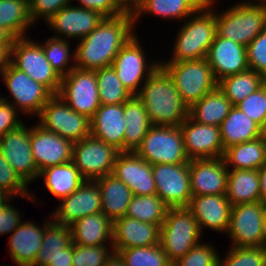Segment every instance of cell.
Returning <instances> with one entry per match:
<instances>
[{"mask_svg":"<svg viewBox=\"0 0 266 266\" xmlns=\"http://www.w3.org/2000/svg\"><path fill=\"white\" fill-rule=\"evenodd\" d=\"M11 197L0 189V206L4 205Z\"/></svg>","mask_w":266,"mask_h":266,"instance_id":"obj_60","label":"cell"},{"mask_svg":"<svg viewBox=\"0 0 266 266\" xmlns=\"http://www.w3.org/2000/svg\"><path fill=\"white\" fill-rule=\"evenodd\" d=\"M220 132L224 150L262 136V128L236 106L232 107L220 125Z\"/></svg>","mask_w":266,"mask_h":266,"instance_id":"obj_34","label":"cell"},{"mask_svg":"<svg viewBox=\"0 0 266 266\" xmlns=\"http://www.w3.org/2000/svg\"><path fill=\"white\" fill-rule=\"evenodd\" d=\"M40 178L45 185L42 187H46L47 192L59 201L72 194L85 181L72 161L44 169L39 173Z\"/></svg>","mask_w":266,"mask_h":266,"instance_id":"obj_32","label":"cell"},{"mask_svg":"<svg viewBox=\"0 0 266 266\" xmlns=\"http://www.w3.org/2000/svg\"><path fill=\"white\" fill-rule=\"evenodd\" d=\"M113 252L112 245L88 247L73 244L72 266H104Z\"/></svg>","mask_w":266,"mask_h":266,"instance_id":"obj_47","label":"cell"},{"mask_svg":"<svg viewBox=\"0 0 266 266\" xmlns=\"http://www.w3.org/2000/svg\"><path fill=\"white\" fill-rule=\"evenodd\" d=\"M226 197L232 206L261 201L258 170L229 169Z\"/></svg>","mask_w":266,"mask_h":266,"instance_id":"obj_36","label":"cell"},{"mask_svg":"<svg viewBox=\"0 0 266 266\" xmlns=\"http://www.w3.org/2000/svg\"><path fill=\"white\" fill-rule=\"evenodd\" d=\"M71 242L70 226L56 223L52 219L45 226L40 249L31 266H48L61 254V250L65 249Z\"/></svg>","mask_w":266,"mask_h":266,"instance_id":"obj_37","label":"cell"},{"mask_svg":"<svg viewBox=\"0 0 266 266\" xmlns=\"http://www.w3.org/2000/svg\"><path fill=\"white\" fill-rule=\"evenodd\" d=\"M71 4V0H28L29 16L34 25L39 20L47 21L63 7Z\"/></svg>","mask_w":266,"mask_h":266,"instance_id":"obj_50","label":"cell"},{"mask_svg":"<svg viewBox=\"0 0 266 266\" xmlns=\"http://www.w3.org/2000/svg\"><path fill=\"white\" fill-rule=\"evenodd\" d=\"M96 77L102 105L123 104L132 96L118 79L112 66L96 70Z\"/></svg>","mask_w":266,"mask_h":266,"instance_id":"obj_42","label":"cell"},{"mask_svg":"<svg viewBox=\"0 0 266 266\" xmlns=\"http://www.w3.org/2000/svg\"><path fill=\"white\" fill-rule=\"evenodd\" d=\"M194 215L187 207H169L160 230V246L174 263L203 238Z\"/></svg>","mask_w":266,"mask_h":266,"instance_id":"obj_6","label":"cell"},{"mask_svg":"<svg viewBox=\"0 0 266 266\" xmlns=\"http://www.w3.org/2000/svg\"><path fill=\"white\" fill-rule=\"evenodd\" d=\"M20 115L22 114L11 103L0 99V137L24 124Z\"/></svg>","mask_w":266,"mask_h":266,"instance_id":"obj_52","label":"cell"},{"mask_svg":"<svg viewBox=\"0 0 266 266\" xmlns=\"http://www.w3.org/2000/svg\"><path fill=\"white\" fill-rule=\"evenodd\" d=\"M262 136L266 138V123L262 128Z\"/></svg>","mask_w":266,"mask_h":266,"instance_id":"obj_63","label":"cell"},{"mask_svg":"<svg viewBox=\"0 0 266 266\" xmlns=\"http://www.w3.org/2000/svg\"><path fill=\"white\" fill-rule=\"evenodd\" d=\"M156 194L169 207H187L192 197L189 162L152 165Z\"/></svg>","mask_w":266,"mask_h":266,"instance_id":"obj_15","label":"cell"},{"mask_svg":"<svg viewBox=\"0 0 266 266\" xmlns=\"http://www.w3.org/2000/svg\"><path fill=\"white\" fill-rule=\"evenodd\" d=\"M236 107L263 128L266 123V83Z\"/></svg>","mask_w":266,"mask_h":266,"instance_id":"obj_48","label":"cell"},{"mask_svg":"<svg viewBox=\"0 0 266 266\" xmlns=\"http://www.w3.org/2000/svg\"><path fill=\"white\" fill-rule=\"evenodd\" d=\"M187 208L194 215L202 233L205 228L220 235L228 232L232 205L226 194L192 196Z\"/></svg>","mask_w":266,"mask_h":266,"instance_id":"obj_23","label":"cell"},{"mask_svg":"<svg viewBox=\"0 0 266 266\" xmlns=\"http://www.w3.org/2000/svg\"><path fill=\"white\" fill-rule=\"evenodd\" d=\"M135 153L155 164H182L190 160L186 155L180 126L152 125Z\"/></svg>","mask_w":266,"mask_h":266,"instance_id":"obj_10","label":"cell"},{"mask_svg":"<svg viewBox=\"0 0 266 266\" xmlns=\"http://www.w3.org/2000/svg\"><path fill=\"white\" fill-rule=\"evenodd\" d=\"M96 70L74 68L61 79L57 95L77 113L91 118L101 106Z\"/></svg>","mask_w":266,"mask_h":266,"instance_id":"obj_13","label":"cell"},{"mask_svg":"<svg viewBox=\"0 0 266 266\" xmlns=\"http://www.w3.org/2000/svg\"><path fill=\"white\" fill-rule=\"evenodd\" d=\"M233 104L217 87L189 107L188 116L205 125L219 126L230 113Z\"/></svg>","mask_w":266,"mask_h":266,"instance_id":"obj_35","label":"cell"},{"mask_svg":"<svg viewBox=\"0 0 266 266\" xmlns=\"http://www.w3.org/2000/svg\"><path fill=\"white\" fill-rule=\"evenodd\" d=\"M41 224L34 221H22L11 233L8 239V253L10 259L17 265L5 264L3 266H31L43 240L45 226L52 220V215ZM40 225V226H38ZM2 266V265H1Z\"/></svg>","mask_w":266,"mask_h":266,"instance_id":"obj_25","label":"cell"},{"mask_svg":"<svg viewBox=\"0 0 266 266\" xmlns=\"http://www.w3.org/2000/svg\"><path fill=\"white\" fill-rule=\"evenodd\" d=\"M30 37L14 40L11 47V64L44 85L53 95L58 94L62 78L46 59L42 45Z\"/></svg>","mask_w":266,"mask_h":266,"instance_id":"obj_9","label":"cell"},{"mask_svg":"<svg viewBox=\"0 0 266 266\" xmlns=\"http://www.w3.org/2000/svg\"><path fill=\"white\" fill-rule=\"evenodd\" d=\"M217 1V2H216ZM220 0L206 2L194 15L189 16L178 30L173 40L168 61L182 62L206 58L209 48L217 35L216 5Z\"/></svg>","mask_w":266,"mask_h":266,"instance_id":"obj_2","label":"cell"},{"mask_svg":"<svg viewBox=\"0 0 266 266\" xmlns=\"http://www.w3.org/2000/svg\"><path fill=\"white\" fill-rule=\"evenodd\" d=\"M51 212L52 219L62 225H72L82 217L102 212L100 188L95 180H85L69 196L58 201Z\"/></svg>","mask_w":266,"mask_h":266,"instance_id":"obj_19","label":"cell"},{"mask_svg":"<svg viewBox=\"0 0 266 266\" xmlns=\"http://www.w3.org/2000/svg\"><path fill=\"white\" fill-rule=\"evenodd\" d=\"M266 83V78L254 70L225 77L218 82L219 89L230 100L233 106L242 102L251 93L257 91Z\"/></svg>","mask_w":266,"mask_h":266,"instance_id":"obj_39","label":"cell"},{"mask_svg":"<svg viewBox=\"0 0 266 266\" xmlns=\"http://www.w3.org/2000/svg\"><path fill=\"white\" fill-rule=\"evenodd\" d=\"M124 120V103L101 104L95 114L90 118V135L123 152V139L126 128Z\"/></svg>","mask_w":266,"mask_h":266,"instance_id":"obj_27","label":"cell"},{"mask_svg":"<svg viewBox=\"0 0 266 266\" xmlns=\"http://www.w3.org/2000/svg\"><path fill=\"white\" fill-rule=\"evenodd\" d=\"M104 266H126V264L119 253L113 252Z\"/></svg>","mask_w":266,"mask_h":266,"instance_id":"obj_58","label":"cell"},{"mask_svg":"<svg viewBox=\"0 0 266 266\" xmlns=\"http://www.w3.org/2000/svg\"><path fill=\"white\" fill-rule=\"evenodd\" d=\"M36 122L44 129L73 143L91 134L90 118L74 111L57 94L43 106Z\"/></svg>","mask_w":266,"mask_h":266,"instance_id":"obj_11","label":"cell"},{"mask_svg":"<svg viewBox=\"0 0 266 266\" xmlns=\"http://www.w3.org/2000/svg\"><path fill=\"white\" fill-rule=\"evenodd\" d=\"M266 205L261 202L232 206L228 232L232 247L263 246L262 225Z\"/></svg>","mask_w":266,"mask_h":266,"instance_id":"obj_14","label":"cell"},{"mask_svg":"<svg viewBox=\"0 0 266 266\" xmlns=\"http://www.w3.org/2000/svg\"><path fill=\"white\" fill-rule=\"evenodd\" d=\"M100 188L102 213L112 222L125 216L133 194L128 186L113 174L95 180Z\"/></svg>","mask_w":266,"mask_h":266,"instance_id":"obj_29","label":"cell"},{"mask_svg":"<svg viewBox=\"0 0 266 266\" xmlns=\"http://www.w3.org/2000/svg\"><path fill=\"white\" fill-rule=\"evenodd\" d=\"M259 185H260V199L266 205V163L258 169Z\"/></svg>","mask_w":266,"mask_h":266,"instance_id":"obj_57","label":"cell"},{"mask_svg":"<svg viewBox=\"0 0 266 266\" xmlns=\"http://www.w3.org/2000/svg\"><path fill=\"white\" fill-rule=\"evenodd\" d=\"M0 27L15 39L27 37L35 27L29 16L28 0H0Z\"/></svg>","mask_w":266,"mask_h":266,"instance_id":"obj_38","label":"cell"},{"mask_svg":"<svg viewBox=\"0 0 266 266\" xmlns=\"http://www.w3.org/2000/svg\"><path fill=\"white\" fill-rule=\"evenodd\" d=\"M249 69L266 78V28L246 47Z\"/></svg>","mask_w":266,"mask_h":266,"instance_id":"obj_49","label":"cell"},{"mask_svg":"<svg viewBox=\"0 0 266 266\" xmlns=\"http://www.w3.org/2000/svg\"><path fill=\"white\" fill-rule=\"evenodd\" d=\"M212 244V241L202 240L183 257L176 260L173 266H219L220 252L214 247L215 244Z\"/></svg>","mask_w":266,"mask_h":266,"instance_id":"obj_46","label":"cell"},{"mask_svg":"<svg viewBox=\"0 0 266 266\" xmlns=\"http://www.w3.org/2000/svg\"><path fill=\"white\" fill-rule=\"evenodd\" d=\"M73 259V243L71 242L65 249L61 250V254L55 259L54 262L48 266H72Z\"/></svg>","mask_w":266,"mask_h":266,"instance_id":"obj_55","label":"cell"},{"mask_svg":"<svg viewBox=\"0 0 266 266\" xmlns=\"http://www.w3.org/2000/svg\"><path fill=\"white\" fill-rule=\"evenodd\" d=\"M192 196L226 194L229 169L223 157L189 161Z\"/></svg>","mask_w":266,"mask_h":266,"instance_id":"obj_22","label":"cell"},{"mask_svg":"<svg viewBox=\"0 0 266 266\" xmlns=\"http://www.w3.org/2000/svg\"><path fill=\"white\" fill-rule=\"evenodd\" d=\"M124 117L123 152H135L152 126L144 104L136 95L124 103Z\"/></svg>","mask_w":266,"mask_h":266,"instance_id":"obj_31","label":"cell"},{"mask_svg":"<svg viewBox=\"0 0 266 266\" xmlns=\"http://www.w3.org/2000/svg\"><path fill=\"white\" fill-rule=\"evenodd\" d=\"M262 235H263V246L266 247V210L264 213V219L262 225Z\"/></svg>","mask_w":266,"mask_h":266,"instance_id":"obj_61","label":"cell"},{"mask_svg":"<svg viewBox=\"0 0 266 266\" xmlns=\"http://www.w3.org/2000/svg\"><path fill=\"white\" fill-rule=\"evenodd\" d=\"M38 42L42 45L51 67L61 78L75 68V50H72L70 41L51 36Z\"/></svg>","mask_w":266,"mask_h":266,"instance_id":"obj_41","label":"cell"},{"mask_svg":"<svg viewBox=\"0 0 266 266\" xmlns=\"http://www.w3.org/2000/svg\"><path fill=\"white\" fill-rule=\"evenodd\" d=\"M219 266H266V247H232L219 256Z\"/></svg>","mask_w":266,"mask_h":266,"instance_id":"obj_45","label":"cell"},{"mask_svg":"<svg viewBox=\"0 0 266 266\" xmlns=\"http://www.w3.org/2000/svg\"><path fill=\"white\" fill-rule=\"evenodd\" d=\"M14 40L8 31L0 27V45H13Z\"/></svg>","mask_w":266,"mask_h":266,"instance_id":"obj_59","label":"cell"},{"mask_svg":"<svg viewBox=\"0 0 266 266\" xmlns=\"http://www.w3.org/2000/svg\"><path fill=\"white\" fill-rule=\"evenodd\" d=\"M26 123L0 137V152L29 186L38 179L39 173L30 146V127Z\"/></svg>","mask_w":266,"mask_h":266,"instance_id":"obj_16","label":"cell"},{"mask_svg":"<svg viewBox=\"0 0 266 266\" xmlns=\"http://www.w3.org/2000/svg\"><path fill=\"white\" fill-rule=\"evenodd\" d=\"M247 2L259 5L263 8H266V0H246Z\"/></svg>","mask_w":266,"mask_h":266,"instance_id":"obj_62","label":"cell"},{"mask_svg":"<svg viewBox=\"0 0 266 266\" xmlns=\"http://www.w3.org/2000/svg\"><path fill=\"white\" fill-rule=\"evenodd\" d=\"M136 33L115 56L112 67L115 69L118 79L132 94L137 95L142 85L160 66L159 59H147L143 43ZM157 60V61H156Z\"/></svg>","mask_w":266,"mask_h":266,"instance_id":"obj_8","label":"cell"},{"mask_svg":"<svg viewBox=\"0 0 266 266\" xmlns=\"http://www.w3.org/2000/svg\"><path fill=\"white\" fill-rule=\"evenodd\" d=\"M70 228L73 244L88 247L112 245L113 222L102 212L82 217Z\"/></svg>","mask_w":266,"mask_h":266,"instance_id":"obj_28","label":"cell"},{"mask_svg":"<svg viewBox=\"0 0 266 266\" xmlns=\"http://www.w3.org/2000/svg\"><path fill=\"white\" fill-rule=\"evenodd\" d=\"M168 209L169 206L157 194L133 195L125 216L161 226Z\"/></svg>","mask_w":266,"mask_h":266,"instance_id":"obj_40","label":"cell"},{"mask_svg":"<svg viewBox=\"0 0 266 266\" xmlns=\"http://www.w3.org/2000/svg\"><path fill=\"white\" fill-rule=\"evenodd\" d=\"M133 16L104 18L75 46V68L98 70L111 66L119 50L136 34Z\"/></svg>","mask_w":266,"mask_h":266,"instance_id":"obj_1","label":"cell"},{"mask_svg":"<svg viewBox=\"0 0 266 266\" xmlns=\"http://www.w3.org/2000/svg\"><path fill=\"white\" fill-rule=\"evenodd\" d=\"M180 130L189 160L223 157L225 150L219 126L201 124L188 116Z\"/></svg>","mask_w":266,"mask_h":266,"instance_id":"obj_20","label":"cell"},{"mask_svg":"<svg viewBox=\"0 0 266 266\" xmlns=\"http://www.w3.org/2000/svg\"><path fill=\"white\" fill-rule=\"evenodd\" d=\"M204 4L205 0H149L133 17L134 26L143 20L145 15H152L161 20L183 22L194 15Z\"/></svg>","mask_w":266,"mask_h":266,"instance_id":"obj_30","label":"cell"},{"mask_svg":"<svg viewBox=\"0 0 266 266\" xmlns=\"http://www.w3.org/2000/svg\"><path fill=\"white\" fill-rule=\"evenodd\" d=\"M14 198H10L4 205L0 206V236L12 233L23 221L21 212L16 208ZM13 201V202H12Z\"/></svg>","mask_w":266,"mask_h":266,"instance_id":"obj_51","label":"cell"},{"mask_svg":"<svg viewBox=\"0 0 266 266\" xmlns=\"http://www.w3.org/2000/svg\"><path fill=\"white\" fill-rule=\"evenodd\" d=\"M119 153L114 146L90 135L74 142L72 162L85 180H96L112 174Z\"/></svg>","mask_w":266,"mask_h":266,"instance_id":"obj_12","label":"cell"},{"mask_svg":"<svg viewBox=\"0 0 266 266\" xmlns=\"http://www.w3.org/2000/svg\"><path fill=\"white\" fill-rule=\"evenodd\" d=\"M206 58L217 82L249 69L246 47L218 34Z\"/></svg>","mask_w":266,"mask_h":266,"instance_id":"obj_24","label":"cell"},{"mask_svg":"<svg viewBox=\"0 0 266 266\" xmlns=\"http://www.w3.org/2000/svg\"><path fill=\"white\" fill-rule=\"evenodd\" d=\"M112 174L128 186L133 195L156 194L152 165L135 152H120Z\"/></svg>","mask_w":266,"mask_h":266,"instance_id":"obj_21","label":"cell"},{"mask_svg":"<svg viewBox=\"0 0 266 266\" xmlns=\"http://www.w3.org/2000/svg\"><path fill=\"white\" fill-rule=\"evenodd\" d=\"M29 188L0 152V189L15 200L17 197H22L33 202V204L38 203L40 205L34 191L29 190Z\"/></svg>","mask_w":266,"mask_h":266,"instance_id":"obj_44","label":"cell"},{"mask_svg":"<svg viewBox=\"0 0 266 266\" xmlns=\"http://www.w3.org/2000/svg\"><path fill=\"white\" fill-rule=\"evenodd\" d=\"M30 125V146L38 173L72 161L73 142L50 132L37 122Z\"/></svg>","mask_w":266,"mask_h":266,"instance_id":"obj_17","label":"cell"},{"mask_svg":"<svg viewBox=\"0 0 266 266\" xmlns=\"http://www.w3.org/2000/svg\"><path fill=\"white\" fill-rule=\"evenodd\" d=\"M173 80L188 108L218 87L207 58L182 62H160Z\"/></svg>","mask_w":266,"mask_h":266,"instance_id":"obj_5","label":"cell"},{"mask_svg":"<svg viewBox=\"0 0 266 266\" xmlns=\"http://www.w3.org/2000/svg\"><path fill=\"white\" fill-rule=\"evenodd\" d=\"M161 226L122 217L113 222L114 252L133 247H147L160 243Z\"/></svg>","mask_w":266,"mask_h":266,"instance_id":"obj_26","label":"cell"},{"mask_svg":"<svg viewBox=\"0 0 266 266\" xmlns=\"http://www.w3.org/2000/svg\"><path fill=\"white\" fill-rule=\"evenodd\" d=\"M229 6L225 10L216 6L217 34L247 47L266 28V8L246 0Z\"/></svg>","mask_w":266,"mask_h":266,"instance_id":"obj_4","label":"cell"},{"mask_svg":"<svg viewBox=\"0 0 266 266\" xmlns=\"http://www.w3.org/2000/svg\"><path fill=\"white\" fill-rule=\"evenodd\" d=\"M119 10L126 15L135 16L149 0H116Z\"/></svg>","mask_w":266,"mask_h":266,"instance_id":"obj_54","label":"cell"},{"mask_svg":"<svg viewBox=\"0 0 266 266\" xmlns=\"http://www.w3.org/2000/svg\"><path fill=\"white\" fill-rule=\"evenodd\" d=\"M136 96L144 104L152 125L180 126L188 117V106L161 66L146 80Z\"/></svg>","mask_w":266,"mask_h":266,"instance_id":"obj_3","label":"cell"},{"mask_svg":"<svg viewBox=\"0 0 266 266\" xmlns=\"http://www.w3.org/2000/svg\"><path fill=\"white\" fill-rule=\"evenodd\" d=\"M1 81L9 91V96L0 99L11 103L22 116L38 117L43 106L53 94L42 84L10 64L0 75Z\"/></svg>","mask_w":266,"mask_h":266,"instance_id":"obj_7","label":"cell"},{"mask_svg":"<svg viewBox=\"0 0 266 266\" xmlns=\"http://www.w3.org/2000/svg\"><path fill=\"white\" fill-rule=\"evenodd\" d=\"M12 45H0V75L11 64Z\"/></svg>","mask_w":266,"mask_h":266,"instance_id":"obj_56","label":"cell"},{"mask_svg":"<svg viewBox=\"0 0 266 266\" xmlns=\"http://www.w3.org/2000/svg\"><path fill=\"white\" fill-rule=\"evenodd\" d=\"M223 159L228 169L258 170L266 163V138L232 145L225 149Z\"/></svg>","mask_w":266,"mask_h":266,"instance_id":"obj_33","label":"cell"},{"mask_svg":"<svg viewBox=\"0 0 266 266\" xmlns=\"http://www.w3.org/2000/svg\"><path fill=\"white\" fill-rule=\"evenodd\" d=\"M104 18L97 11L69 4L45 23L54 33L53 37L79 41L90 34Z\"/></svg>","mask_w":266,"mask_h":266,"instance_id":"obj_18","label":"cell"},{"mask_svg":"<svg viewBox=\"0 0 266 266\" xmlns=\"http://www.w3.org/2000/svg\"><path fill=\"white\" fill-rule=\"evenodd\" d=\"M118 253L126 266H173L160 243L147 247L122 249Z\"/></svg>","mask_w":266,"mask_h":266,"instance_id":"obj_43","label":"cell"},{"mask_svg":"<svg viewBox=\"0 0 266 266\" xmlns=\"http://www.w3.org/2000/svg\"><path fill=\"white\" fill-rule=\"evenodd\" d=\"M71 3L75 6L97 11L105 18H113L123 14L119 10L116 0H71Z\"/></svg>","mask_w":266,"mask_h":266,"instance_id":"obj_53","label":"cell"}]
</instances>
